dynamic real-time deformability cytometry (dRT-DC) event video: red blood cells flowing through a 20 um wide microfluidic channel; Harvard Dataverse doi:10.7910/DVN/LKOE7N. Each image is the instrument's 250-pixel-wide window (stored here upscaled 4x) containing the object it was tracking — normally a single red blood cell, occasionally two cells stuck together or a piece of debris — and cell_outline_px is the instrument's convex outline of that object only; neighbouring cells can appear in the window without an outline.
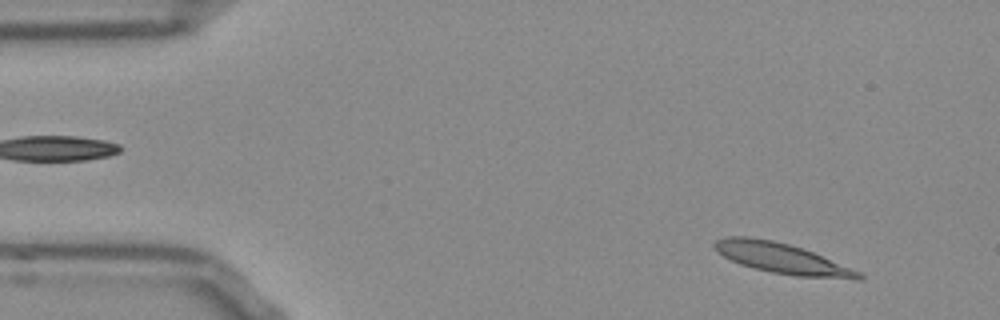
{"species": "Egyptian fruit bat (a non-hibernating species)", "species_latin": "Rousettus aegyptiacus", "temperature_condition": "room temperature", "stored_images_in_passage": 50, "camera_frame_rate_fps": 3000, "um_per_image_px": 0.085, "frame": {"image": 1, "passage_image": 3, "time_ms": 0.667, "image_size_px": [1000, 320], "cell_outline_px": [[864, 280], [856, 280], [796, 276], [772, 272], [740, 264], [716, 252], [712, 244], [716, 240], [724, 236], [748, 236], [772, 240], [788, 244], [812, 252], [860, 272], [864, 276]], "centroid_in_image_um": [66.45, 21.96], "position_along_channel_um": 18.6, "area_um2": 25.37}}
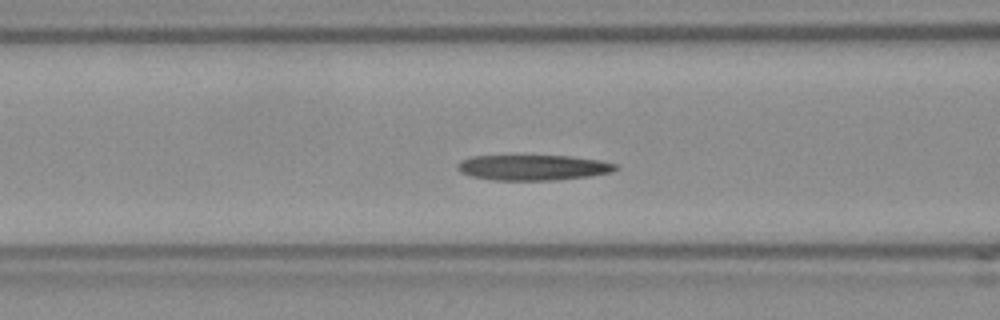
{"frame": {"image": 2, "passage_image": 18, "time_ms": 5.667, "image_size_px": [1000, 320], "cell_outline_px": [[620, 168], [612, 172], [588, 176], [552, 180], [492, 180], [472, 176], [460, 172], [456, 168], [456, 164], [460, 160], [472, 156], [572, 156], [600, 160], [620, 164]], "centroid_in_image_um": [45.33, 14.23], "position_along_channel_um": 121.3, "area_um2": 23.58}}
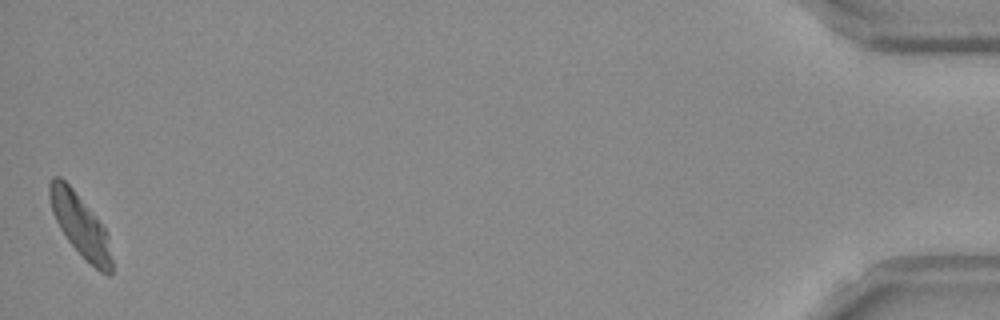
{"frame": {"image": 3, "passage_image": 50, "time_ms": 16.333, "image_size_px": [1000, 320], "cell_outline_px": [[112, 272], [108, 276], [100, 272], [68, 240], [60, 228], [52, 212], [48, 196], [48, 184], [52, 176], [60, 176], [72, 188], [96, 216], [104, 228], [108, 236], [112, 260]], "centroid_in_image_um": [6.8, 19.11], "position_along_channel_um": 428.4, "area_um2": 22.2}, "authors_computed_cell_mechanics": {"area_um2": 23.9581, "velocity_mm_per_s": 3.8052, "shape_relaxation_time_tau1_ms": null, "shape_relaxation_time_tau2_ms": 5.8505, "deformation_change_tau1": null, "deformation_change_tau2": 0.1369}}